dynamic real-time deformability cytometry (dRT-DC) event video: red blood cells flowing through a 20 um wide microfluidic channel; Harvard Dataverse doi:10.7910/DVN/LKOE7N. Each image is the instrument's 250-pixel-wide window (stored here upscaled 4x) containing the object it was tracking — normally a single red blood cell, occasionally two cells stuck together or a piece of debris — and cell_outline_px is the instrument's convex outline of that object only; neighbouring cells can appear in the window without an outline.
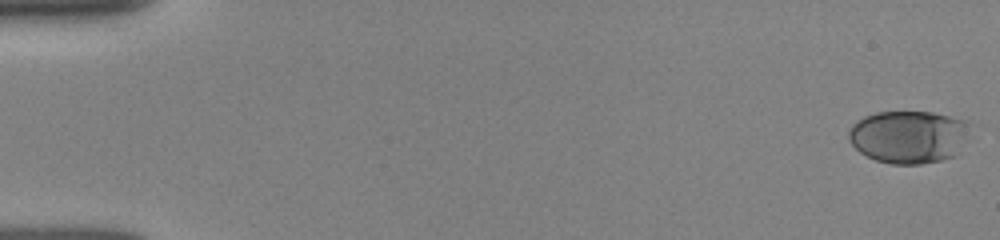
{"species": "human", "species_latin": "Homo sapiens", "temperature_condition": "room temperature", "stored_images_in_passage": 17, "camera_frame_rate_fps": 3000, "um_per_image_px": 0.085, "donor": {"sex": "female"}, "frame": {"image": 1, "passage_image": 1, "time_ms": 0.0, "image_size_px": [1000, 240], "cell_outline_px": [[968, 124], [952, 156], [940, 160], [920, 164], [892, 164], [876, 160], [860, 152], [848, 140], [848, 132], [852, 124], [856, 120], [864, 116], [876, 112], [932, 112], [968, 120]], "centroid_in_image_um": [77.11, 11.6], "position_along_channel_um": 7.9, "area_um2": 36.47}}
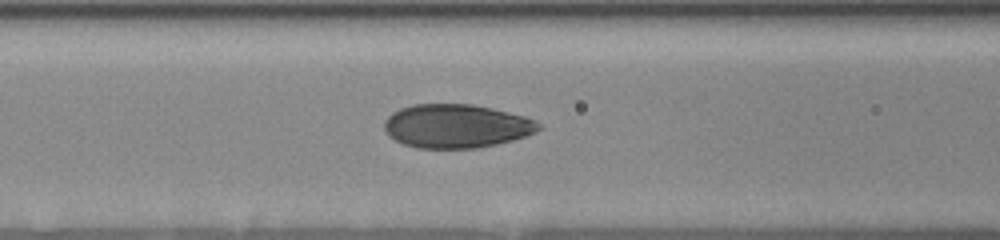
{"frame": {"image": 2, "passage_image": 12, "time_ms": 3.667, "image_size_px": [1000, 240], "cell_outline_px": [[544, 128], [536, 132], [512, 140], [496, 144], [476, 148], [416, 148], [404, 144], [388, 136], [384, 128], [384, 120], [392, 112], [400, 108], [412, 104], [472, 104], [492, 108], [524, 116], [536, 120], [544, 124]], "centroid_in_image_um": [38.8, 10.71], "position_along_channel_um": 127.8, "area_um2": 39.59}}
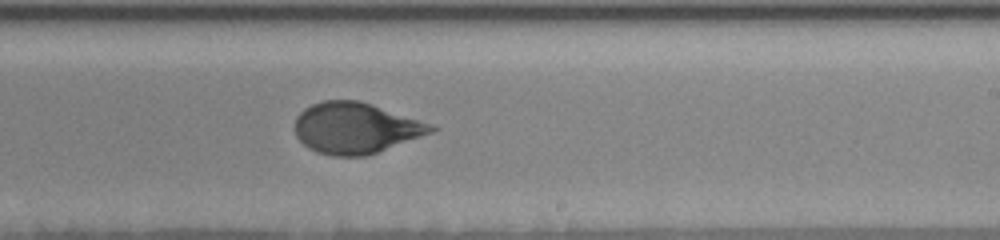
{"frame": {"image": 3, "passage_image": 17, "time_ms": 5.333, "image_size_px": [1000, 240], "cell_outline_px": [[440, 128], [432, 132], [368, 156], [332, 156], [316, 152], [308, 148], [296, 136], [296, 116], [304, 108], [312, 104], [324, 100], [360, 100], [432, 124]], "centroid_in_image_um": [30.23, 10.89], "position_along_channel_um": 258.8, "area_um2": 40.46}}